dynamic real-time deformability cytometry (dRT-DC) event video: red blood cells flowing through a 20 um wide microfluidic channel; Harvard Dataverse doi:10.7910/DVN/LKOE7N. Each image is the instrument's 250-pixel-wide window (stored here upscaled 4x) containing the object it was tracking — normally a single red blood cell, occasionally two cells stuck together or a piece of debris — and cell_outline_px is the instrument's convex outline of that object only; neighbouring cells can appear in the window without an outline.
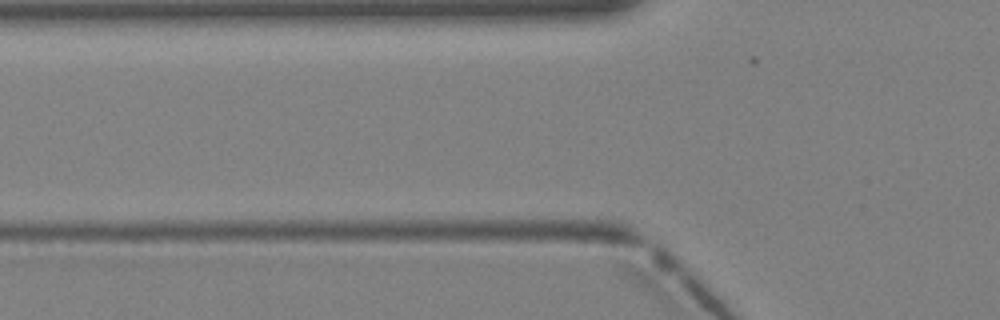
{"species": "Egyptian fruit bat (a non-hibernating species)", "species_latin": "Rousettus aegyptiacus", "temperature_condition": "warm", "stored_images_in_passage": 7, "camera_frame_rate_fps": 3000, "um_per_image_px": 0.085, "animal": {"sex": "female"}, "frame": {"image": 1, "passage_image": 6, "time_ms": 1.667, "image_size_px": [1000, 320], "cell_outline_px": [[584, 112], [576, 120], [464, 120], [408, 116], [404, 112], [412, 108], [504, 104], [580, 104], [584, 108]], "centroid_in_image_um": [42.67, 9.54], "position_along_channel_um": 83.1, "area_um2": 17.86}}